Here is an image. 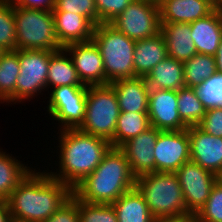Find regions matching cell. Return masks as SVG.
I'll use <instances>...</instances> for the list:
<instances>
[{"mask_svg": "<svg viewBox=\"0 0 222 222\" xmlns=\"http://www.w3.org/2000/svg\"><path fill=\"white\" fill-rule=\"evenodd\" d=\"M190 161L220 177L222 175V137L206 133L198 126L188 127Z\"/></svg>", "mask_w": 222, "mask_h": 222, "instance_id": "15", "label": "cell"}, {"mask_svg": "<svg viewBox=\"0 0 222 222\" xmlns=\"http://www.w3.org/2000/svg\"><path fill=\"white\" fill-rule=\"evenodd\" d=\"M16 50L59 51L52 10L14 6Z\"/></svg>", "mask_w": 222, "mask_h": 222, "instance_id": "6", "label": "cell"}, {"mask_svg": "<svg viewBox=\"0 0 222 222\" xmlns=\"http://www.w3.org/2000/svg\"><path fill=\"white\" fill-rule=\"evenodd\" d=\"M47 111L61 128L78 129L84 121L87 86H59L50 92Z\"/></svg>", "mask_w": 222, "mask_h": 222, "instance_id": "10", "label": "cell"}, {"mask_svg": "<svg viewBox=\"0 0 222 222\" xmlns=\"http://www.w3.org/2000/svg\"><path fill=\"white\" fill-rule=\"evenodd\" d=\"M149 127L148 112H120L114 132L113 147L120 148Z\"/></svg>", "mask_w": 222, "mask_h": 222, "instance_id": "27", "label": "cell"}, {"mask_svg": "<svg viewBox=\"0 0 222 222\" xmlns=\"http://www.w3.org/2000/svg\"><path fill=\"white\" fill-rule=\"evenodd\" d=\"M160 33L167 45V55L180 62L197 54L189 23H161Z\"/></svg>", "mask_w": 222, "mask_h": 222, "instance_id": "21", "label": "cell"}, {"mask_svg": "<svg viewBox=\"0 0 222 222\" xmlns=\"http://www.w3.org/2000/svg\"><path fill=\"white\" fill-rule=\"evenodd\" d=\"M136 176L132 173L125 153L111 147L102 162L73 189L81 201L92 204H112L121 195L135 187Z\"/></svg>", "mask_w": 222, "mask_h": 222, "instance_id": "3", "label": "cell"}, {"mask_svg": "<svg viewBox=\"0 0 222 222\" xmlns=\"http://www.w3.org/2000/svg\"><path fill=\"white\" fill-rule=\"evenodd\" d=\"M3 52H4V51L0 48V56L2 55Z\"/></svg>", "mask_w": 222, "mask_h": 222, "instance_id": "45", "label": "cell"}, {"mask_svg": "<svg viewBox=\"0 0 222 222\" xmlns=\"http://www.w3.org/2000/svg\"><path fill=\"white\" fill-rule=\"evenodd\" d=\"M185 86L197 87L203 81L215 74V57L205 54H195L188 61L183 63Z\"/></svg>", "mask_w": 222, "mask_h": 222, "instance_id": "29", "label": "cell"}, {"mask_svg": "<svg viewBox=\"0 0 222 222\" xmlns=\"http://www.w3.org/2000/svg\"><path fill=\"white\" fill-rule=\"evenodd\" d=\"M153 222H197L195 214L185 213L177 216L157 217Z\"/></svg>", "mask_w": 222, "mask_h": 222, "instance_id": "40", "label": "cell"}, {"mask_svg": "<svg viewBox=\"0 0 222 222\" xmlns=\"http://www.w3.org/2000/svg\"><path fill=\"white\" fill-rule=\"evenodd\" d=\"M135 187L142 194L154 218L186 213L182 188L175 173L142 174L136 177Z\"/></svg>", "mask_w": 222, "mask_h": 222, "instance_id": "5", "label": "cell"}, {"mask_svg": "<svg viewBox=\"0 0 222 222\" xmlns=\"http://www.w3.org/2000/svg\"><path fill=\"white\" fill-rule=\"evenodd\" d=\"M197 126L210 135L222 137V107L207 109Z\"/></svg>", "mask_w": 222, "mask_h": 222, "instance_id": "38", "label": "cell"}, {"mask_svg": "<svg viewBox=\"0 0 222 222\" xmlns=\"http://www.w3.org/2000/svg\"><path fill=\"white\" fill-rule=\"evenodd\" d=\"M133 0H95L98 12V24L110 23L115 19Z\"/></svg>", "mask_w": 222, "mask_h": 222, "instance_id": "36", "label": "cell"}, {"mask_svg": "<svg viewBox=\"0 0 222 222\" xmlns=\"http://www.w3.org/2000/svg\"><path fill=\"white\" fill-rule=\"evenodd\" d=\"M80 222H118L112 204H92L78 199Z\"/></svg>", "mask_w": 222, "mask_h": 222, "instance_id": "34", "label": "cell"}, {"mask_svg": "<svg viewBox=\"0 0 222 222\" xmlns=\"http://www.w3.org/2000/svg\"><path fill=\"white\" fill-rule=\"evenodd\" d=\"M190 30L197 54L215 56L222 40V9L190 23Z\"/></svg>", "mask_w": 222, "mask_h": 222, "instance_id": "17", "label": "cell"}, {"mask_svg": "<svg viewBox=\"0 0 222 222\" xmlns=\"http://www.w3.org/2000/svg\"><path fill=\"white\" fill-rule=\"evenodd\" d=\"M149 89L179 90L185 87L183 62L167 56L145 77Z\"/></svg>", "mask_w": 222, "mask_h": 222, "instance_id": "23", "label": "cell"}, {"mask_svg": "<svg viewBox=\"0 0 222 222\" xmlns=\"http://www.w3.org/2000/svg\"><path fill=\"white\" fill-rule=\"evenodd\" d=\"M196 95L207 110L222 107V74L216 72L207 78L201 85L194 87Z\"/></svg>", "mask_w": 222, "mask_h": 222, "instance_id": "32", "label": "cell"}, {"mask_svg": "<svg viewBox=\"0 0 222 222\" xmlns=\"http://www.w3.org/2000/svg\"><path fill=\"white\" fill-rule=\"evenodd\" d=\"M148 117L150 126L160 131H182L188 128L180 118L175 90L150 89Z\"/></svg>", "mask_w": 222, "mask_h": 222, "instance_id": "14", "label": "cell"}, {"mask_svg": "<svg viewBox=\"0 0 222 222\" xmlns=\"http://www.w3.org/2000/svg\"><path fill=\"white\" fill-rule=\"evenodd\" d=\"M59 131V173L49 174L73 189L97 168L112 146L109 141L79 129Z\"/></svg>", "mask_w": 222, "mask_h": 222, "instance_id": "2", "label": "cell"}, {"mask_svg": "<svg viewBox=\"0 0 222 222\" xmlns=\"http://www.w3.org/2000/svg\"><path fill=\"white\" fill-rule=\"evenodd\" d=\"M214 57L216 62V71L222 74V40L219 44L217 54Z\"/></svg>", "mask_w": 222, "mask_h": 222, "instance_id": "42", "label": "cell"}, {"mask_svg": "<svg viewBox=\"0 0 222 222\" xmlns=\"http://www.w3.org/2000/svg\"><path fill=\"white\" fill-rule=\"evenodd\" d=\"M160 132V130L150 126L143 133L130 139L120 147L126 155L132 173L136 177L155 172L154 147Z\"/></svg>", "mask_w": 222, "mask_h": 222, "instance_id": "16", "label": "cell"}, {"mask_svg": "<svg viewBox=\"0 0 222 222\" xmlns=\"http://www.w3.org/2000/svg\"><path fill=\"white\" fill-rule=\"evenodd\" d=\"M0 222H13L7 201H0Z\"/></svg>", "mask_w": 222, "mask_h": 222, "instance_id": "41", "label": "cell"}, {"mask_svg": "<svg viewBox=\"0 0 222 222\" xmlns=\"http://www.w3.org/2000/svg\"><path fill=\"white\" fill-rule=\"evenodd\" d=\"M18 58L20 74L16 80V102L20 103L47 89L50 51L18 50Z\"/></svg>", "mask_w": 222, "mask_h": 222, "instance_id": "9", "label": "cell"}, {"mask_svg": "<svg viewBox=\"0 0 222 222\" xmlns=\"http://www.w3.org/2000/svg\"><path fill=\"white\" fill-rule=\"evenodd\" d=\"M167 56V45L160 32L153 37L136 41L134 46L136 77H147L151 70Z\"/></svg>", "mask_w": 222, "mask_h": 222, "instance_id": "22", "label": "cell"}, {"mask_svg": "<svg viewBox=\"0 0 222 222\" xmlns=\"http://www.w3.org/2000/svg\"><path fill=\"white\" fill-rule=\"evenodd\" d=\"M160 23H192L207 17L216 8L207 0H162Z\"/></svg>", "mask_w": 222, "mask_h": 222, "instance_id": "18", "label": "cell"}, {"mask_svg": "<svg viewBox=\"0 0 222 222\" xmlns=\"http://www.w3.org/2000/svg\"><path fill=\"white\" fill-rule=\"evenodd\" d=\"M121 112H148L149 87L143 77L119 79L110 83Z\"/></svg>", "mask_w": 222, "mask_h": 222, "instance_id": "19", "label": "cell"}, {"mask_svg": "<svg viewBox=\"0 0 222 222\" xmlns=\"http://www.w3.org/2000/svg\"><path fill=\"white\" fill-rule=\"evenodd\" d=\"M209 3H211L216 9H218V0H207Z\"/></svg>", "mask_w": 222, "mask_h": 222, "instance_id": "43", "label": "cell"}, {"mask_svg": "<svg viewBox=\"0 0 222 222\" xmlns=\"http://www.w3.org/2000/svg\"><path fill=\"white\" fill-rule=\"evenodd\" d=\"M155 172L175 173L190 161L188 128L182 131H161L154 147Z\"/></svg>", "mask_w": 222, "mask_h": 222, "instance_id": "12", "label": "cell"}, {"mask_svg": "<svg viewBox=\"0 0 222 222\" xmlns=\"http://www.w3.org/2000/svg\"><path fill=\"white\" fill-rule=\"evenodd\" d=\"M63 49L71 60L81 82L86 86L107 85L103 59L93 40L69 44Z\"/></svg>", "mask_w": 222, "mask_h": 222, "instance_id": "13", "label": "cell"}, {"mask_svg": "<svg viewBox=\"0 0 222 222\" xmlns=\"http://www.w3.org/2000/svg\"><path fill=\"white\" fill-rule=\"evenodd\" d=\"M43 222H80L78 198L72 193L71 197Z\"/></svg>", "mask_w": 222, "mask_h": 222, "instance_id": "37", "label": "cell"}, {"mask_svg": "<svg viewBox=\"0 0 222 222\" xmlns=\"http://www.w3.org/2000/svg\"><path fill=\"white\" fill-rule=\"evenodd\" d=\"M14 6L34 9L52 10L54 0H11Z\"/></svg>", "mask_w": 222, "mask_h": 222, "instance_id": "39", "label": "cell"}, {"mask_svg": "<svg viewBox=\"0 0 222 222\" xmlns=\"http://www.w3.org/2000/svg\"><path fill=\"white\" fill-rule=\"evenodd\" d=\"M218 9H222V0H218Z\"/></svg>", "mask_w": 222, "mask_h": 222, "instance_id": "44", "label": "cell"}, {"mask_svg": "<svg viewBox=\"0 0 222 222\" xmlns=\"http://www.w3.org/2000/svg\"><path fill=\"white\" fill-rule=\"evenodd\" d=\"M175 174L182 188L186 213L196 215L206 203L219 177L193 161L181 165Z\"/></svg>", "mask_w": 222, "mask_h": 222, "instance_id": "11", "label": "cell"}, {"mask_svg": "<svg viewBox=\"0 0 222 222\" xmlns=\"http://www.w3.org/2000/svg\"><path fill=\"white\" fill-rule=\"evenodd\" d=\"M67 56L68 54L64 49L50 51L47 90L51 86L52 89L66 85L86 86L81 82L70 56Z\"/></svg>", "mask_w": 222, "mask_h": 222, "instance_id": "25", "label": "cell"}, {"mask_svg": "<svg viewBox=\"0 0 222 222\" xmlns=\"http://www.w3.org/2000/svg\"><path fill=\"white\" fill-rule=\"evenodd\" d=\"M92 40L103 59L107 85L119 79L136 77L134 73V46L136 41L118 31L110 23L94 27Z\"/></svg>", "mask_w": 222, "mask_h": 222, "instance_id": "4", "label": "cell"}, {"mask_svg": "<svg viewBox=\"0 0 222 222\" xmlns=\"http://www.w3.org/2000/svg\"><path fill=\"white\" fill-rule=\"evenodd\" d=\"M20 74L18 50L4 51L0 56V100L16 103V80Z\"/></svg>", "mask_w": 222, "mask_h": 222, "instance_id": "26", "label": "cell"}, {"mask_svg": "<svg viewBox=\"0 0 222 222\" xmlns=\"http://www.w3.org/2000/svg\"><path fill=\"white\" fill-rule=\"evenodd\" d=\"M112 206L118 222H153L154 217L136 187L121 195Z\"/></svg>", "mask_w": 222, "mask_h": 222, "instance_id": "24", "label": "cell"}, {"mask_svg": "<svg viewBox=\"0 0 222 222\" xmlns=\"http://www.w3.org/2000/svg\"><path fill=\"white\" fill-rule=\"evenodd\" d=\"M197 222H222V180L213 185L206 203L195 215Z\"/></svg>", "mask_w": 222, "mask_h": 222, "instance_id": "33", "label": "cell"}, {"mask_svg": "<svg viewBox=\"0 0 222 222\" xmlns=\"http://www.w3.org/2000/svg\"><path fill=\"white\" fill-rule=\"evenodd\" d=\"M31 170L5 152L0 151V201H7L18 183Z\"/></svg>", "mask_w": 222, "mask_h": 222, "instance_id": "28", "label": "cell"}, {"mask_svg": "<svg viewBox=\"0 0 222 222\" xmlns=\"http://www.w3.org/2000/svg\"><path fill=\"white\" fill-rule=\"evenodd\" d=\"M120 112L115 90L110 84L87 86L85 118L78 129L109 141L113 147Z\"/></svg>", "mask_w": 222, "mask_h": 222, "instance_id": "7", "label": "cell"}, {"mask_svg": "<svg viewBox=\"0 0 222 222\" xmlns=\"http://www.w3.org/2000/svg\"><path fill=\"white\" fill-rule=\"evenodd\" d=\"M177 103L180 118L188 127L197 126L201 122L206 109L194 88L185 86L177 90Z\"/></svg>", "mask_w": 222, "mask_h": 222, "instance_id": "30", "label": "cell"}, {"mask_svg": "<svg viewBox=\"0 0 222 222\" xmlns=\"http://www.w3.org/2000/svg\"><path fill=\"white\" fill-rule=\"evenodd\" d=\"M0 48L16 50V26L14 5L11 0H0Z\"/></svg>", "mask_w": 222, "mask_h": 222, "instance_id": "31", "label": "cell"}, {"mask_svg": "<svg viewBox=\"0 0 222 222\" xmlns=\"http://www.w3.org/2000/svg\"><path fill=\"white\" fill-rule=\"evenodd\" d=\"M55 34L62 47L92 40L94 25L80 14L52 12Z\"/></svg>", "mask_w": 222, "mask_h": 222, "instance_id": "20", "label": "cell"}, {"mask_svg": "<svg viewBox=\"0 0 222 222\" xmlns=\"http://www.w3.org/2000/svg\"><path fill=\"white\" fill-rule=\"evenodd\" d=\"M52 12H70L85 16L94 26L98 24L95 0H54Z\"/></svg>", "mask_w": 222, "mask_h": 222, "instance_id": "35", "label": "cell"}, {"mask_svg": "<svg viewBox=\"0 0 222 222\" xmlns=\"http://www.w3.org/2000/svg\"><path fill=\"white\" fill-rule=\"evenodd\" d=\"M30 170L7 203L13 222H43L71 197L72 189L49 172Z\"/></svg>", "mask_w": 222, "mask_h": 222, "instance_id": "1", "label": "cell"}, {"mask_svg": "<svg viewBox=\"0 0 222 222\" xmlns=\"http://www.w3.org/2000/svg\"><path fill=\"white\" fill-rule=\"evenodd\" d=\"M110 24L134 41L160 32V8L156 1L133 0Z\"/></svg>", "mask_w": 222, "mask_h": 222, "instance_id": "8", "label": "cell"}]
</instances>
